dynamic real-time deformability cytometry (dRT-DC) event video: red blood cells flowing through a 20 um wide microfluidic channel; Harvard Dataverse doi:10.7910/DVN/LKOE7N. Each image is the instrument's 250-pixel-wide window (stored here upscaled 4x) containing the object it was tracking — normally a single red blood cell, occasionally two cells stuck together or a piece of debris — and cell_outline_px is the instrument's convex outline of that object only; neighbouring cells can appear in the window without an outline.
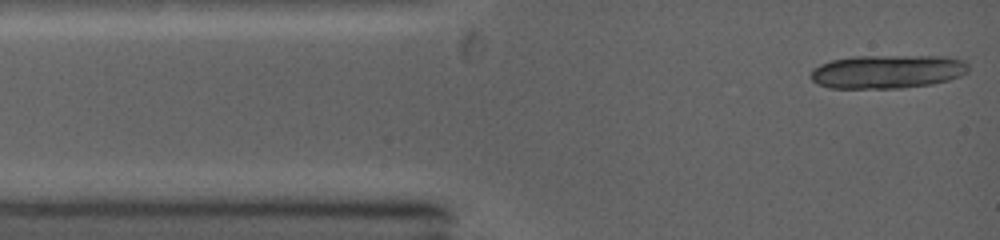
{"species": "common noctule bat (a hibernating species)", "species_latin": "Nyctalus noctula", "temperature_condition": "warm", "stored_images_in_passage": 5, "camera_frame_rate_fps": 5000, "um_per_image_px": 0.085, "animal": {"sex": "female", "body_mass_g": 19.0, "forearm_length_mm": 53.3}, "frame": {"image": 1, "passage_image": 1, "time_ms": 0.0, "image_size_px": [1000, 240], "cell_outline_px": [[968, 68], [964, 72], [948, 80], [928, 84], [900, 88], [832, 88], [820, 84], [812, 80], [812, 72], [820, 64], [832, 60], [852, 56], [940, 56], [960, 60]], "centroid_in_image_um": [75.36, 6.08], "position_along_channel_um": 9.6, "area_um2": 30.11}}